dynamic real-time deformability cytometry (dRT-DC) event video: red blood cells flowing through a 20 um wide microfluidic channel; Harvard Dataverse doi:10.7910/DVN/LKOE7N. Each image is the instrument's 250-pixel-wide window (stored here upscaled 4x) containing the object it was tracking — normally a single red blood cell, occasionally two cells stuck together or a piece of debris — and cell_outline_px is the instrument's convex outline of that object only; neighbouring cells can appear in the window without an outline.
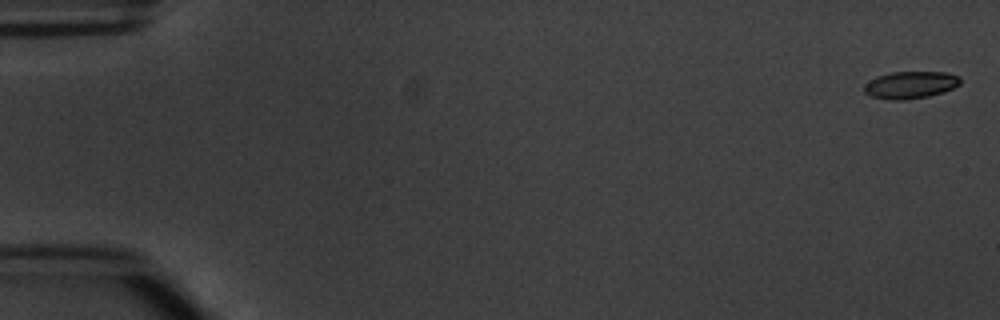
{"species": "common noctule bat (a hibernating species)", "species_latin": "Nyctalus noctula", "temperature_condition": "warm", "stored_images_in_passage": 6, "camera_frame_rate_fps": 3000, "um_per_image_px": 0.085, "animal": {"sex": "male", "body_mass_g": 20.1, "forearm_length_mm": 53.5}, "frame": {"image": 1, "passage_image": 1, "time_ms": 0.0, "image_size_px": [1000, 320], "cell_outline_px": [[960, 84], [944, 92], [928, 96], [904, 100], [892, 100], [872, 96], [864, 92], [864, 84], [876, 76], [892, 72], [944, 72], [960, 76]], "centroid_in_image_um": [77.38, 7.21], "position_along_channel_um": 7.6, "area_um2": 15.2}}